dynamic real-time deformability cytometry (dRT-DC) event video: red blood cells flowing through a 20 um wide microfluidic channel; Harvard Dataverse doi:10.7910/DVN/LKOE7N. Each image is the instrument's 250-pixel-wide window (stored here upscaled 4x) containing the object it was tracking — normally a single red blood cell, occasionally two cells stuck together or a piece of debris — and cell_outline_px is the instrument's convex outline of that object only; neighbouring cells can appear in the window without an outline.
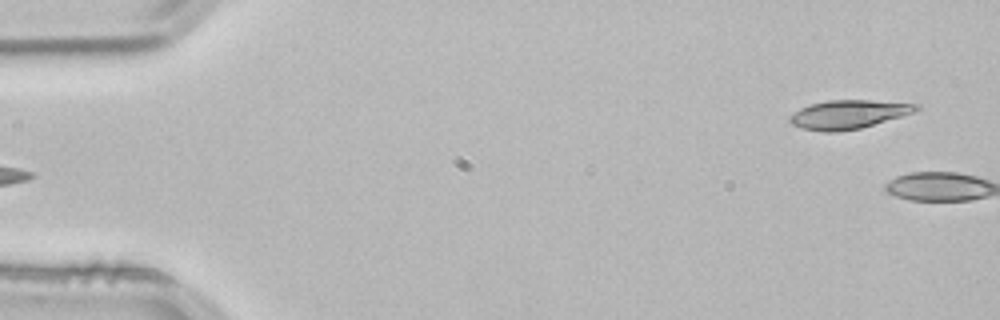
{"species": "common noctule bat (a hibernating species)", "species_latin": "Nyctalus noctula", "temperature_condition": "room temperature", "stored_images_in_passage": 5, "camera_frame_rate_fps": 3000, "um_per_image_px": 0.085, "animal": {"sex": "male", "body_mass_g": 21.5, "forearm_length_mm": 52.0}, "frame": {"image": 1, "passage_image": 1, "time_ms": 0.0, "image_size_px": [1000, 320], "cell_outline_px": [[920, 108], [912, 112], [900, 116], [860, 128], [836, 132], [824, 132], [804, 128], [792, 124], [788, 120], [788, 116], [800, 108], [812, 104], [828, 100], [872, 100], [920, 104]], "centroid_in_image_um": [72.09, 9.71], "position_along_channel_um": 12.9, "area_um2": 20.87}}